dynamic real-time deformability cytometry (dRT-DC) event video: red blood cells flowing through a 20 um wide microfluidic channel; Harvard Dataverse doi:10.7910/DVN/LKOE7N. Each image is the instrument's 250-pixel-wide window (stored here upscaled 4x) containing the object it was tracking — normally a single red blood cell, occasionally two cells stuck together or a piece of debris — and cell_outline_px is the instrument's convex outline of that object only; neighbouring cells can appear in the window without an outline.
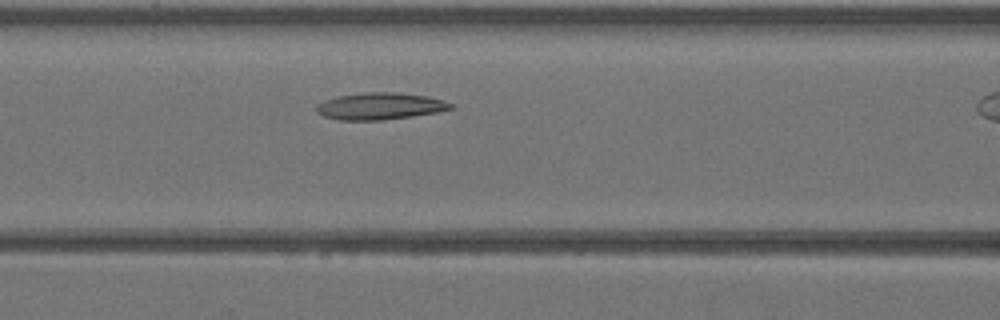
{"species": "Egyptian fruit bat (a non-hibernating species)", "species_latin": "Rousettus aegyptiacus", "temperature_condition": "warm", "stored_images_in_passage": 26, "camera_frame_rate_fps": 3000, "um_per_image_px": 0.085, "animal": {"sex": "female"}, "frame": {"image": 1, "passage_image": 9, "time_ms": 2.667, "image_size_px": [1000, 320], "cell_outline_px": [[452, 108], [440, 112], [384, 120], [340, 120], [324, 116], [316, 112], [316, 104], [324, 100], [336, 96], [364, 92], [400, 92], [428, 96], [444, 100], [452, 104]], "centroid_in_image_um": [32.3, 9.01], "position_along_channel_um": 134.3, "area_um2": 21.27}}
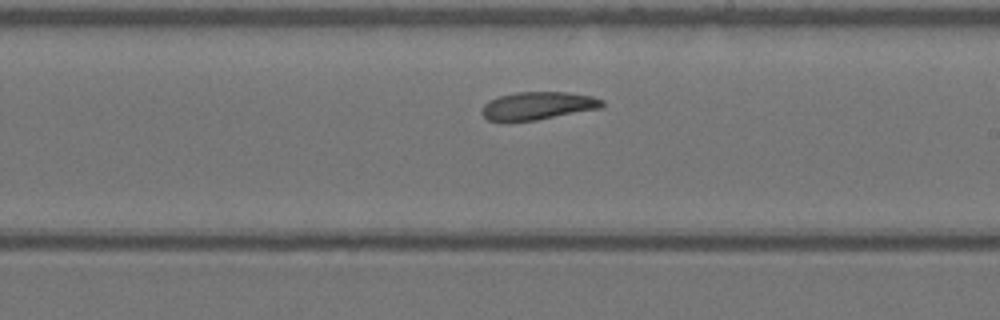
{"frame": {"image": 2, "passage_image": 16, "time_ms": 5.0, "image_size_px": [1000, 320], "cell_outline_px": [[604, 108], [536, 120], [508, 124], [504, 124], [488, 120], [480, 112], [480, 108], [488, 100], [496, 96], [516, 92], [568, 92], [592, 96], [604, 100]], "centroid_in_image_um": [45.65, 9.02], "position_along_channel_um": 243.3, "area_um2": 20.46}}
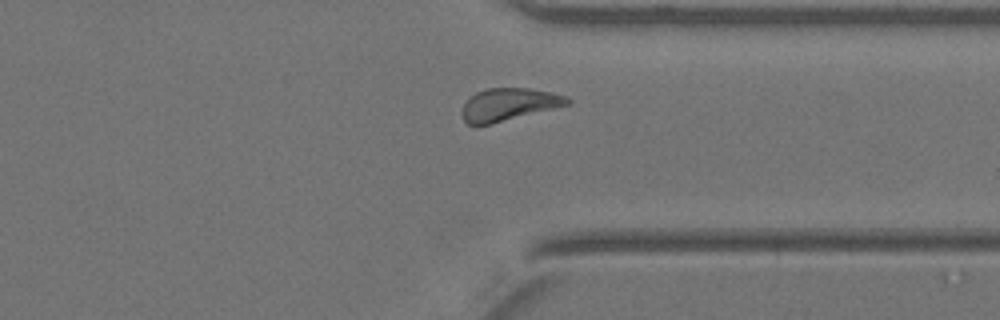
{"frame": {"image": 3, "passage_image": 24, "time_ms": 7.667, "image_size_px": [1000, 320], "cell_outline_px": [[572, 104], [488, 124], [468, 124], [464, 120], [460, 112], [464, 104], [476, 92], [488, 88], [528, 88], [552, 92], [564, 96], [572, 100]], "centroid_in_image_um": [43.26, 8.86], "position_along_channel_um": 368.1, "area_um2": 19.71}}